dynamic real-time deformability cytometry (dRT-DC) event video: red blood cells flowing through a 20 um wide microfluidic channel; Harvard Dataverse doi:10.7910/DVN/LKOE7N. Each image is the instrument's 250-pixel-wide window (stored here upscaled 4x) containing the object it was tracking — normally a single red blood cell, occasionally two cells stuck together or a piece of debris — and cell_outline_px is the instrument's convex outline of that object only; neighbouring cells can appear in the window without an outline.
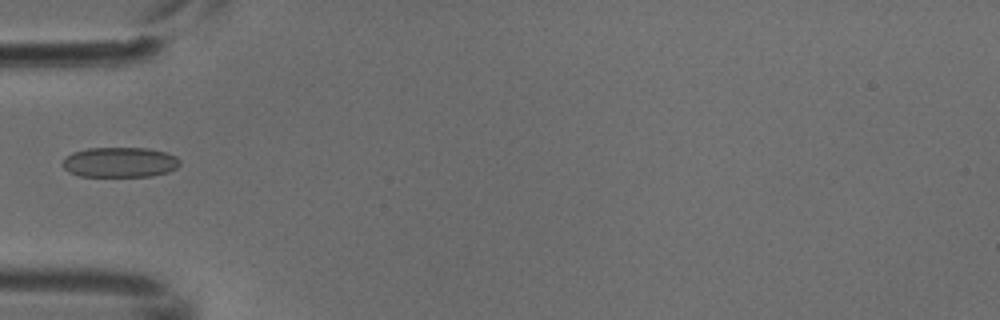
{"species": "common noctule bat (a hibernating species)", "species_latin": "Nyctalus noctula", "temperature_condition": "cold", "stored_images_in_passage": 5, "camera_frame_rate_fps": 3000, "um_per_image_px": 0.085, "animal": {"sex": "male", "body_mass_g": 18.8}, "frame": {"image": 1, "passage_image": 4, "time_ms": 1.0, "image_size_px": [1000, 320], "cell_outline_px": [[180, 164], [176, 168], [168, 172], [152, 176], [80, 176], [68, 172], [64, 168], [64, 156], [72, 152], [88, 148], [148, 148], [164, 152], [176, 156], [180, 160]], "centroid_in_image_um": [10.18, 13.79], "position_along_channel_um": 74.8, "area_um2": 20.63}}
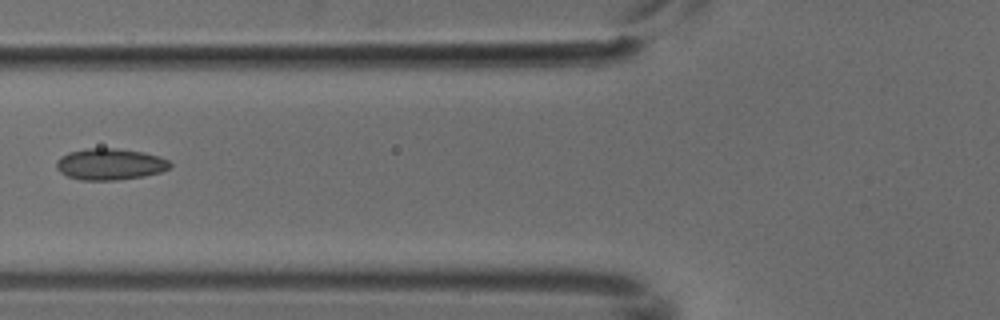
{"frame": {"image": 2, "passage_image": 5, "time_ms": 1.333, "image_size_px": [1000, 320], "cell_outline_px": [[172, 164], [168, 168], [160, 172], [144, 176], [116, 180], [80, 180], [68, 176], [60, 172], [56, 168], [56, 160], [60, 156], [68, 152], [84, 148], [116, 148], [144, 152], [160, 156], [168, 160]], "centroid_in_image_um": [9.33, 13.94], "position_along_channel_um": 116.5, "area_um2": 20.98}}